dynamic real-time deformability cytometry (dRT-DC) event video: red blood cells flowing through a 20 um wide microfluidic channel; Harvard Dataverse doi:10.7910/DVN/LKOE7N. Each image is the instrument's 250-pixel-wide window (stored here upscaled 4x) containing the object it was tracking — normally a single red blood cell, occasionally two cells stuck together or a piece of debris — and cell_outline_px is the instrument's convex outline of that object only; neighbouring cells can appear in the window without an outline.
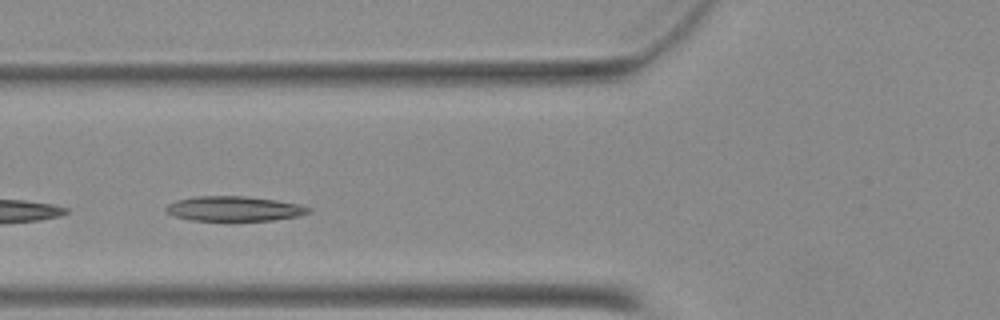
{"species": "Egyptian fruit bat (a non-hibernating species)", "species_latin": "Rousettus aegyptiacus", "temperature_condition": "warm", "stored_images_in_passage": 14, "camera_frame_rate_fps": 3000, "um_per_image_px": 0.085, "animal": {"sex": "female"}, "frame": {"image": 1, "passage_image": 10, "time_ms": 3.0, "image_size_px": [1000, 320], "cell_outline_px": [[308, 212], [300, 216], [272, 220], [192, 220], [172, 216], [164, 212], [164, 208], [168, 204], [176, 200], [196, 196], [244, 196], [276, 200], [296, 204], [308, 208]], "centroid_in_image_um": [19.8, 17.74], "position_along_channel_um": 106.0, "area_um2": 20.46}}